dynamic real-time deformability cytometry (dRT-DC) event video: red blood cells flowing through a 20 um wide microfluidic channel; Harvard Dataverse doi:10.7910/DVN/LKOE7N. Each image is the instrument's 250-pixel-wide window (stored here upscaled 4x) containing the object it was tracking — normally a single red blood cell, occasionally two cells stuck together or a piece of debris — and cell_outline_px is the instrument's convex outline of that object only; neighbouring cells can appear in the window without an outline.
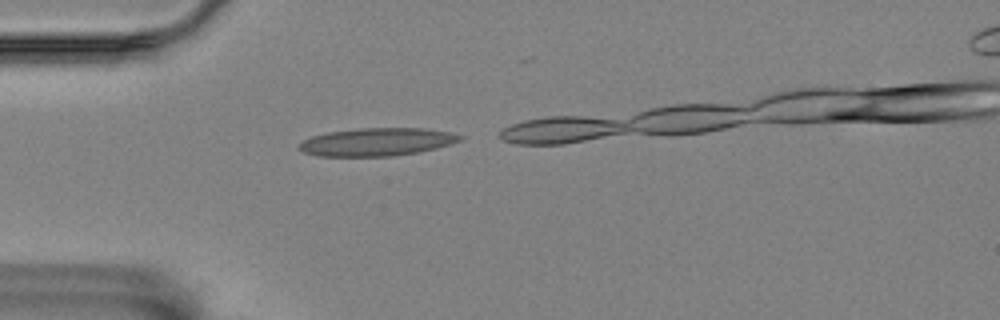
{"species": "Egyptian fruit bat (a non-hibernating species)", "species_latin": "Rousettus aegyptiacus", "temperature_condition": "room temperature", "stored_images_in_passage": 6, "camera_frame_rate_fps": 3000, "um_per_image_px": 0.085, "animal": {"sex": "female"}, "frame": {"image": 1, "passage_image": 1, "time_ms": 0.0, "image_size_px": [1000, 320], "cell_outline_px": [[464, 136], [460, 140], [436, 148], [420, 152], [392, 156], [316, 156], [304, 152], [296, 148], [304, 140], [312, 136], [328, 132], [360, 128], [424, 128], [452, 132]], "centroid_in_image_um": [32.03, 12.06], "position_along_channel_um": 53.0, "area_um2": 26.18}}